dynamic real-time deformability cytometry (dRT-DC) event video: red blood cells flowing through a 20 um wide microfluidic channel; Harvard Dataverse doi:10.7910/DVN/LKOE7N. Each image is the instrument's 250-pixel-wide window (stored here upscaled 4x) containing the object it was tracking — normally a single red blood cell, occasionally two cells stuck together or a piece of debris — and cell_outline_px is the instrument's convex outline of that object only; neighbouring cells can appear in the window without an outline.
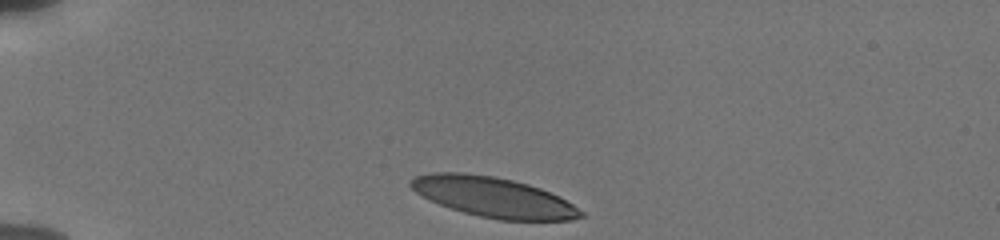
{"species": "human", "species_latin": "Homo sapiens", "temperature_condition": "cold", "stored_images_in_passage": 34, "camera_frame_rate_fps": 3000, "um_per_image_px": 0.085, "donor": {"sex": "male"}, "frame": {"image": 1, "passage_image": 1, "time_ms": 0.0, "image_size_px": [1000, 240], "cell_outline_px": [[584, 216], [572, 220], [500, 220], [480, 216], [464, 212], [428, 200], [416, 192], [408, 184], [408, 180], [416, 176], [432, 172], [464, 172], [492, 176], [512, 180], [528, 184], [540, 188], [572, 204], [584, 212]], "centroid_in_image_um": [41.9, 16.75], "position_along_channel_um": 43.1, "area_um2": 39.42}}
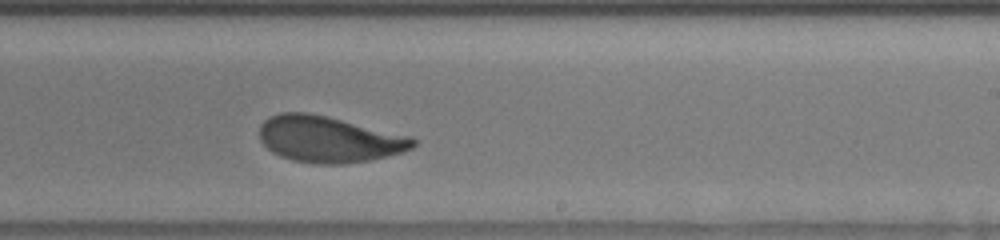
{"frame": {"image": 2, "passage_image": 22, "time_ms": 7.0, "image_size_px": [1000, 240], "cell_outline_px": [[416, 144], [412, 148], [404, 152], [388, 156], [368, 160], [340, 164], [316, 164], [292, 160], [280, 156], [272, 152], [260, 140], [260, 124], [268, 116], [280, 112], [308, 112], [328, 116], [412, 136], [416, 140]], "centroid_in_image_um": [27.95, 11.82], "position_along_channel_um": 261.0, "area_um2": 41.67}}
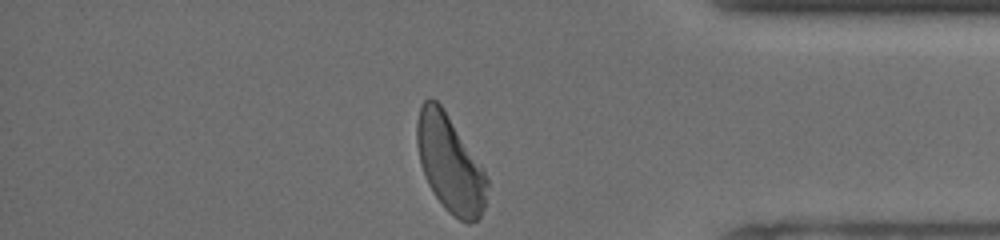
{"frame": {"image": 3, "passage_image": 34, "time_ms": 11.0, "image_size_px": [1000, 240], "cell_outline_px": [[488, 184], [484, 208], [480, 216], [476, 220], [468, 224], [460, 220], [448, 212], [444, 208], [432, 192], [428, 184], [420, 164], [416, 144], [416, 120], [420, 104], [428, 96], [432, 96], [440, 104], [484, 168], [488, 180]], "centroid_in_image_um": [38.22, 13.9], "position_along_channel_um": 397.0, "area_um2": 40.0}, "authors_computed_cell_mechanics": {"area_um2": 41.4715, "velocity_mm_per_s": 3.8042, "shape_relaxation_time_tau1_ms": 3.4482, "shape_relaxation_time_tau2_ms": 1.362, "deformation_change_tau1": 0.1694, "deformation_change_tau2": 0.0844}}